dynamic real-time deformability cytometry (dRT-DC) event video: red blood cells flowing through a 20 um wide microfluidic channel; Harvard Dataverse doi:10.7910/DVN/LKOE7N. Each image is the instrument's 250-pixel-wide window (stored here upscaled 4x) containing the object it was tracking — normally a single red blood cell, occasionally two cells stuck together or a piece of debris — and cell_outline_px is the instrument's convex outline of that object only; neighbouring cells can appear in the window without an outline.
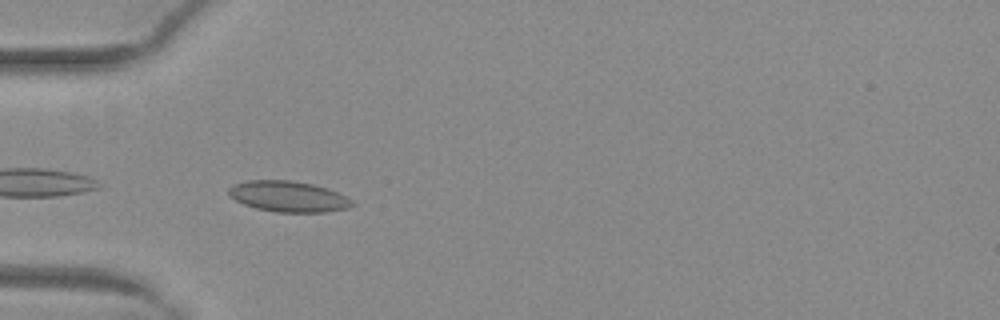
{"species": "common noctule bat (a hibernating species)", "species_latin": "Nyctalus noctula", "temperature_condition": "warm", "stored_images_in_passage": 36, "camera_frame_rate_fps": 3000, "um_per_image_px": 0.085, "animal": {"sex": "female", "body_mass_g": 29.2, "forearm_length_mm": 56.3}, "frame": {"image": 1, "passage_image": 1, "time_ms": 0.0, "image_size_px": [1000, 320], "cell_outline_px": [[356, 204], [348, 208], [328, 212], [276, 212], [256, 208], [244, 204], [228, 196], [228, 188], [236, 184], [248, 180], [292, 180], [312, 184], [328, 188], [352, 200]], "centroid_in_image_um": [24.51, 16.7], "position_along_channel_um": 60.5, "area_um2": 22.2}}
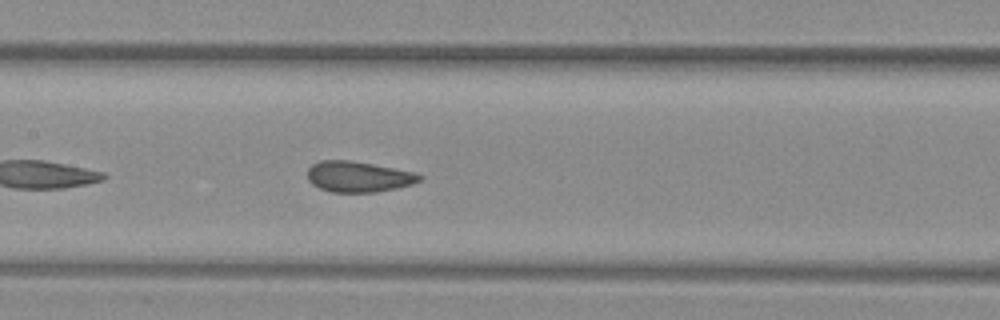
{"frame": {"image": 2, "passage_image": 10, "time_ms": 3.0, "image_size_px": [1000, 320], "cell_outline_px": [[424, 176], [420, 180], [412, 184], [396, 188], [376, 192], [332, 192], [320, 188], [312, 184], [308, 180], [308, 168], [312, 164], [320, 160], [348, 160], [372, 164], [416, 172]], "centroid_in_image_um": [30.46, 15.01], "position_along_channel_um": 176.9, "area_um2": 20.06}}
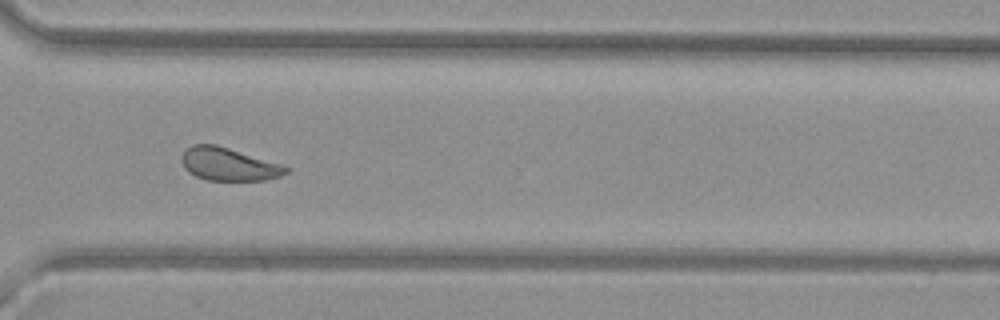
{"frame": {"image": 3, "passage_image": 23, "time_ms": 7.333, "image_size_px": [1000, 320], "cell_outline_px": [[288, 172], [280, 176], [264, 180], [208, 180], [196, 176], [188, 172], [184, 168], [180, 160], [180, 156], [192, 144], [216, 144], [280, 164], [288, 168]], "centroid_in_image_um": [19.38, 13.96], "position_along_channel_um": 351.2, "area_um2": 19.83}, "authors_computed_cell_mechanics": {"area_um2": 20.5768, "velocity_mm_per_s": 4.025, "shape_relaxation_time_tau1_ms": 5.9604, "shape_relaxation_time_tau2_ms": 0.8016, "deformation_change_tau1": 0.1194, "deformation_change_tau2": 0.0442}}